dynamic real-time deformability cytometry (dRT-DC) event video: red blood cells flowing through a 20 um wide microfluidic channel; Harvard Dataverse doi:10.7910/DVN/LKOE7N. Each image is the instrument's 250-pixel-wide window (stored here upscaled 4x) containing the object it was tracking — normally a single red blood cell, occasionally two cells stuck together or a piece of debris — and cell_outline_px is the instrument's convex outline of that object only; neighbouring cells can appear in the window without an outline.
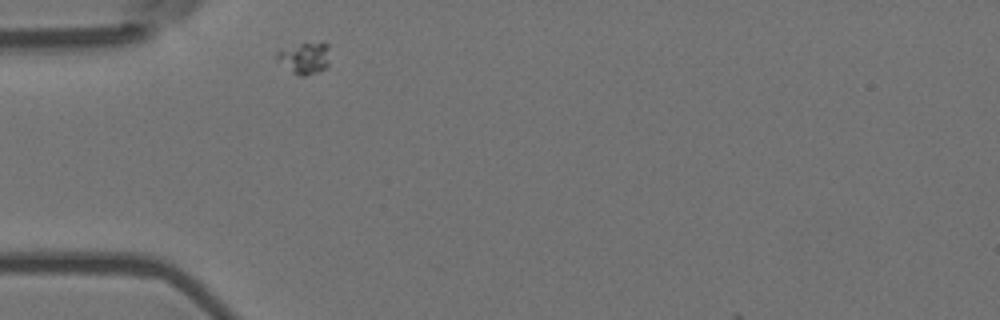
{"species": "Egyptian fruit bat (a non-hibernating species)", "species_latin": "Rousettus aegyptiacus", "temperature_condition": "room temperature", "stored_images_in_passage": 1, "camera_frame_rate_fps": 3000, "um_per_image_px": 0.085, "animal": {"sex": "female"}, "frame": {"image": 1, "passage_image": 1, "time_ms": 0.0, "image_size_px": [1000, 320], "cell_outline_px": [[328, 64], [320, 72], [304, 76], [300, 76], [292, 72], [276, 60], [276, 52], [280, 48], [300, 44], [324, 40], [328, 44]], "centroid_in_image_um": [25.88, 4.9], "position_along_channel_um": 59.1, "area_um2": 10.0}}